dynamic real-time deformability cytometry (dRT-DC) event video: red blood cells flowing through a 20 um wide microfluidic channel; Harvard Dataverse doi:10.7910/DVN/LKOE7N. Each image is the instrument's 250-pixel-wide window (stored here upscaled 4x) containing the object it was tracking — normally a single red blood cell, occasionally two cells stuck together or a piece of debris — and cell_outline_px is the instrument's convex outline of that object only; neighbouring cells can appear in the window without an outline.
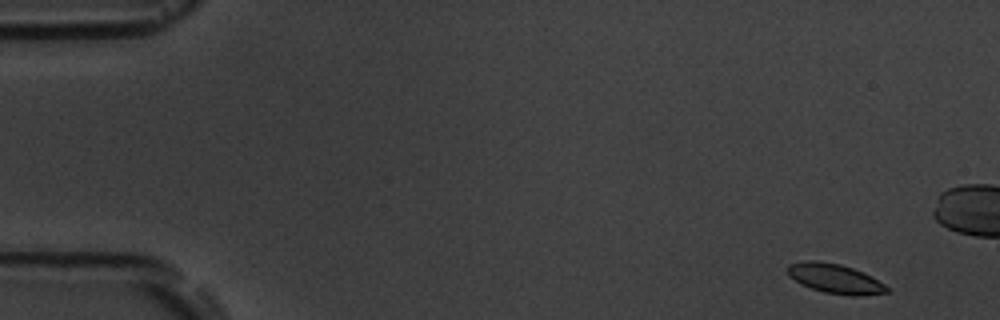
{"species": "common noctule bat (a hibernating species)", "species_latin": "Nyctalus noctula", "temperature_condition": "room temperature", "stored_images_in_passage": 8, "camera_frame_rate_fps": 3000, "um_per_image_px": 0.085, "animal": {"sex": "male", "body_mass_g": 19.5, "forearm_length_mm": 54.6}, "frame": {"image": 1, "passage_image": 1, "time_ms": 0.0, "image_size_px": [1000, 320], "cell_outline_px": [[888, 292], [856, 296], [852, 296], [824, 292], [800, 284], [788, 276], [788, 264], [808, 260], [816, 260], [840, 264], [852, 268], [872, 276], [884, 284], [888, 288]], "centroid_in_image_um": [70.95, 23.68], "position_along_channel_um": 14.0, "area_um2": 16.99}}
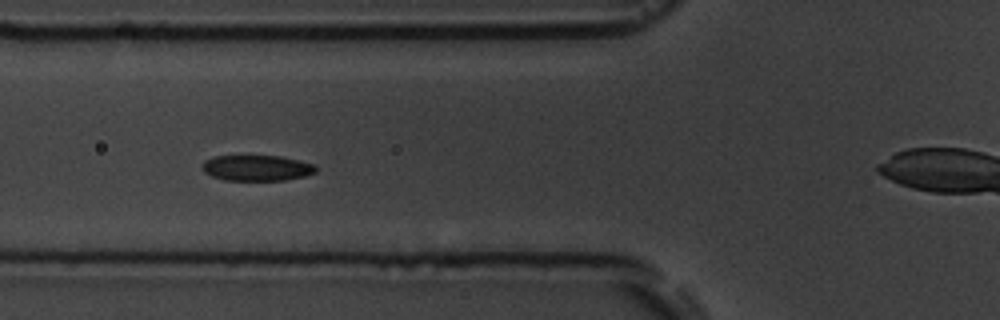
{"frame": {"image": 2, "passage_image": 6, "time_ms": 6.0, "image_size_px": [1000, 320], "cell_outline_px": [[316, 172], [304, 176], [284, 180], [224, 180], [212, 176], [204, 172], [200, 168], [204, 160], [212, 156], [280, 156], [316, 164]], "centroid_in_image_um": [21.8, 14.27], "position_along_channel_um": 104.0, "area_um2": 17.11}}
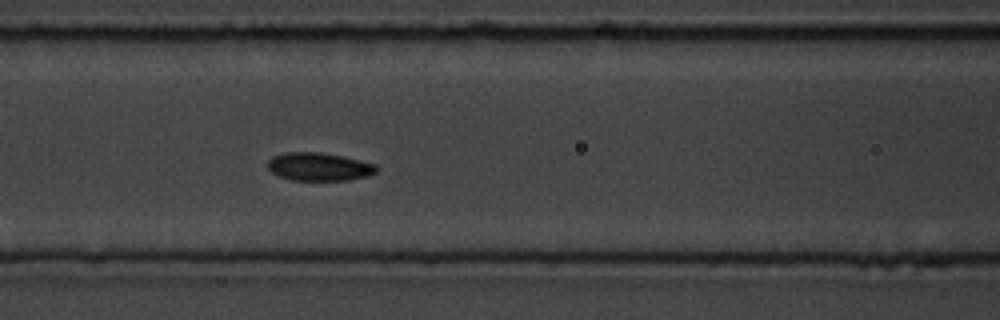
{"frame": {"image": 3, "passage_image": 7, "time_ms": 7.0, "image_size_px": [1000, 320], "cell_outline_px": [[380, 168], [376, 172], [368, 176], [348, 180], [292, 180], [280, 176], [272, 172], [268, 168], [268, 160], [272, 156], [284, 152], [320, 152], [340, 156], [376, 164]], "centroid_in_image_um": [27.12, 14.17], "position_along_channel_um": 139.5, "area_um2": 17.8}}